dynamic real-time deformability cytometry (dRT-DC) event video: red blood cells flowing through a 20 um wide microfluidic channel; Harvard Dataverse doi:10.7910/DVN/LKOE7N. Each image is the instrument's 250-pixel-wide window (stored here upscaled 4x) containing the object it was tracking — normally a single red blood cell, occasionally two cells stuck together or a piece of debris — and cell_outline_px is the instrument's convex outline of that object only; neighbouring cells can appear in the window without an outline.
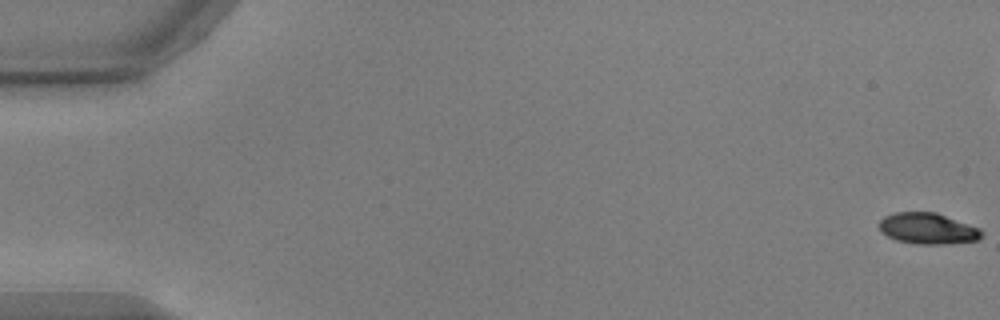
{"species": "common noctule bat (a hibernating species)", "species_latin": "Nyctalus noctula", "temperature_condition": "warm", "stored_images_in_passage": 56, "camera_frame_rate_fps": 3000, "um_per_image_px": 0.085, "animal": {"sex": "male", "body_mass_g": 17.9, "forearm_length_mm": 54.2}, "frame": {"image": 1, "passage_image": 1, "time_ms": 0.0, "image_size_px": [1000, 320], "cell_outline_px": [[984, 236], [976, 240], [944, 244], [916, 244], [896, 240], [880, 232], [880, 220], [884, 216], [896, 212], [936, 212], [980, 228], [984, 232]], "centroid_in_image_um": [78.87, 19.42], "position_along_channel_um": 6.1, "area_um2": 18.61}}
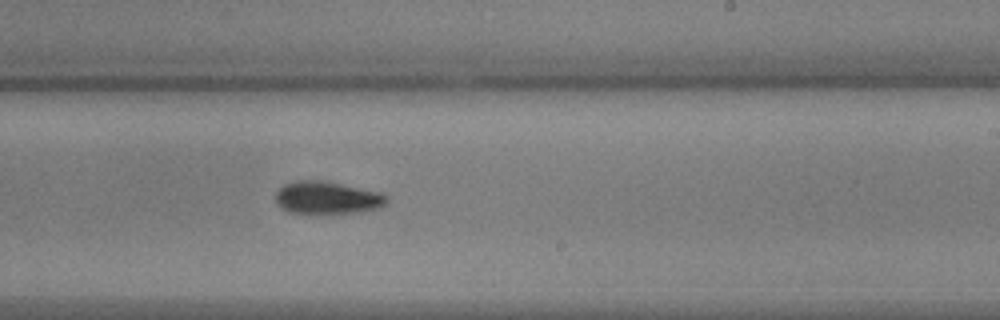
{"frame": {"image": 2, "passage_image": 34, "time_ms": 11.0, "image_size_px": [1000, 320], "cell_outline_px": [[388, 200], [380, 208], [360, 212], [328, 216], [288, 212], [280, 208], [276, 204], [276, 192], [284, 184], [292, 180], [324, 180], [380, 192], [388, 196]], "centroid_in_image_um": [27.79, 16.84], "position_along_channel_um": 261.2, "area_um2": 22.08}}
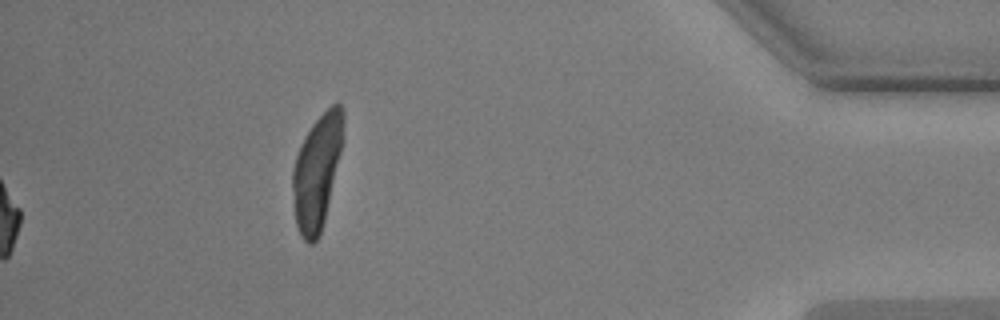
{"frame": {"image": 3, "passage_image": 56, "time_ms": 18.333, "image_size_px": [1000, 320], "cell_outline_px": [[344, 124], [340, 152], [324, 220], [320, 236], [312, 244], [308, 244], [300, 236], [296, 224], [292, 188], [292, 168], [300, 144], [304, 136], [312, 124], [332, 104], [340, 104], [344, 112]], "centroid_in_image_um": [26.91, 14.6], "position_along_channel_um": 408.3, "area_um2": 33.29}, "authors_computed_cell_mechanics": {"area_um2": 20.6057, "velocity_mm_per_s": 3.7495, "shape_relaxation_time_tau1_ms": 3.5538, "shape_relaxation_time_tau2_ms": 5.6119, "deformation_change_tau1": 0.1333, "deformation_change_tau2": 0.0925}}